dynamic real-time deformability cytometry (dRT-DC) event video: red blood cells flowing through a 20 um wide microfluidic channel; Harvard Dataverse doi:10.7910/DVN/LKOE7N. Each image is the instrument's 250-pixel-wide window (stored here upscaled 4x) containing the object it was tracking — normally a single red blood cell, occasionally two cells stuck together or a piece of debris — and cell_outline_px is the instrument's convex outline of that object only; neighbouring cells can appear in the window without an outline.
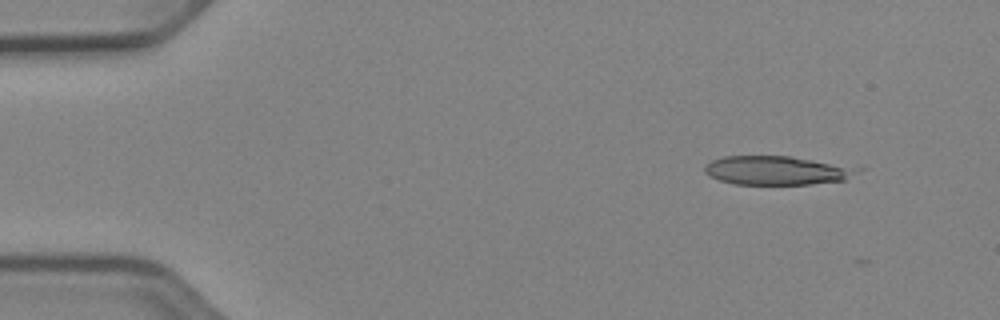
{"species": "Egyptian fruit bat (a non-hibernating species)", "species_latin": "Rousettus aegyptiacus", "temperature_condition": "cold", "stored_images_in_passage": 6, "camera_frame_rate_fps": 3000, "um_per_image_px": 0.085, "animal": {"sex": "female"}, "frame": {"image": 1, "passage_image": 1, "time_ms": 0.0, "image_size_px": [1000, 320], "cell_outline_px": [[864, 168], [860, 172], [844, 180], [808, 184], [736, 184], [720, 180], [704, 172], [704, 168], [712, 160], [724, 156], [792, 156]], "centroid_in_image_um": [66.09, 14.48], "position_along_channel_um": 18.9, "area_um2": 25.61}}